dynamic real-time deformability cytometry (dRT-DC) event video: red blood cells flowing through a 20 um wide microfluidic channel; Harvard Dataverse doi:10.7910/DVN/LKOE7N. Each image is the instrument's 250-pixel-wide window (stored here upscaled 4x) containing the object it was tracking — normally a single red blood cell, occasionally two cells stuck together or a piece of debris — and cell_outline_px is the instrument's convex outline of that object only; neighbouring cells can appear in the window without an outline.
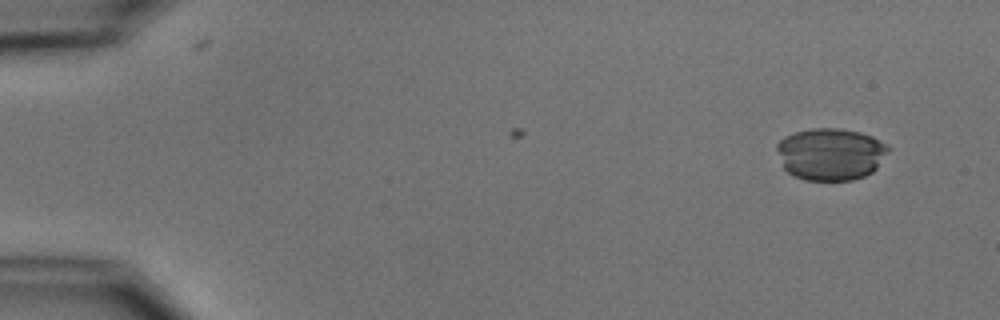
{"species": "common noctule bat (a hibernating species)", "species_latin": "Nyctalus noctula", "temperature_condition": "cold", "stored_images_in_passage": 2, "camera_frame_rate_fps": 3000, "um_per_image_px": 0.085, "animal": {"sex": "male", "body_mass_g": 15.6}, "frame": {"image": 1, "passage_image": 1, "time_ms": 0.0, "image_size_px": [1000, 320], "cell_outline_px": [[888, 148], [876, 168], [872, 172], [864, 176], [852, 180], [804, 180], [792, 176], [784, 168], [776, 148], [776, 144], [784, 136], [796, 132], [812, 128], [836, 128], [860, 132], [872, 136], [884, 144]], "centroid_in_image_um": [70.55, 13.1], "position_along_channel_um": 14.5, "area_um2": 33.58}}